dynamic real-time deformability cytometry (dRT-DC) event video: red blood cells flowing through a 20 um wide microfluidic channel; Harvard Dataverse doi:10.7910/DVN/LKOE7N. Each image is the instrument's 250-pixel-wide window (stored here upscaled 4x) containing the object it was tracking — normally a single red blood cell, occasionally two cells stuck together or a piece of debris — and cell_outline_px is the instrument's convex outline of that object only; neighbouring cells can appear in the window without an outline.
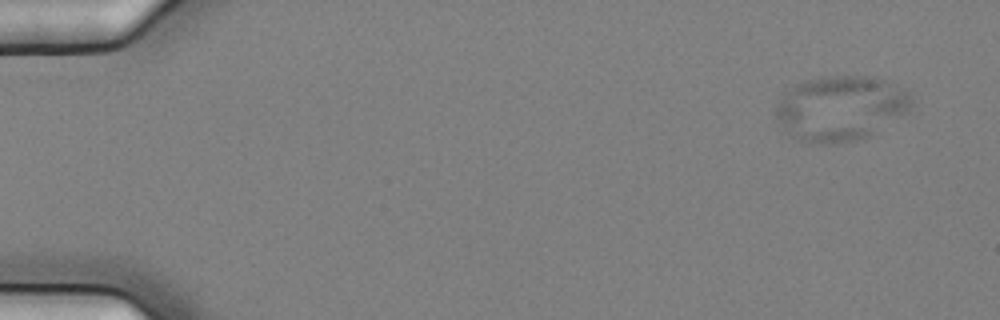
{"species": "common noctule bat (a hibernating species)", "species_latin": "Nyctalus noctula", "temperature_condition": "cold", "stored_images_in_passage": 6, "camera_frame_rate_fps": 3000, "um_per_image_px": 0.085, "animal": {"sex": "female", "body_mass_g": 25.1}, "frame": {"image": 1, "passage_image": 2, "time_ms": 0.333, "image_size_px": [1000, 320], "cell_outline_px": [[912, 112], [864, 140], [832, 144], [808, 144], [792, 136], [776, 120], [776, 108], [780, 100], [796, 84], [820, 76], [876, 76], [908, 92], [912, 96]], "centroid_in_image_um": [71.53, 9.23], "position_along_channel_um": 13.5, "area_um2": 52.08}}